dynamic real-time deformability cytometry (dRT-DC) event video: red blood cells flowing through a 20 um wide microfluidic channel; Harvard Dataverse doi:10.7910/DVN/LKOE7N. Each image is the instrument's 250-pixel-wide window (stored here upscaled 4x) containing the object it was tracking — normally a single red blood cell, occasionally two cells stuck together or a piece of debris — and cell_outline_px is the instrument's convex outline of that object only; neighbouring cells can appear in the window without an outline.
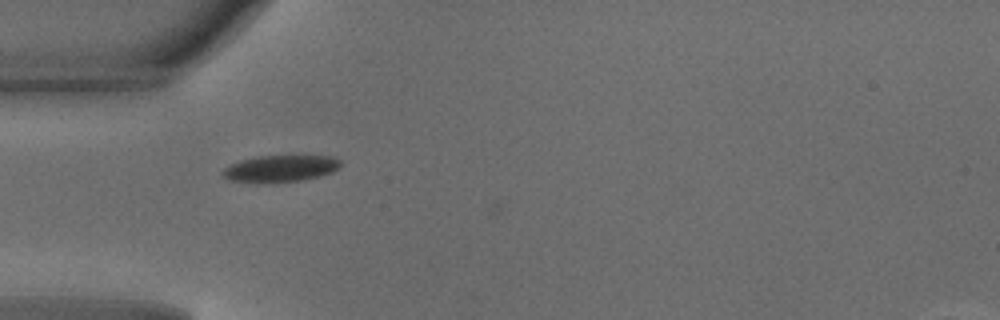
{"species": "common noctule bat (a hibernating species)", "species_latin": "Nyctalus noctula", "temperature_condition": "warm", "stored_images_in_passage": 23, "camera_frame_rate_fps": 3000, "um_per_image_px": 0.085, "animal": {"sex": "male", "body_mass_g": 18.8}, "frame": {"image": 1, "passage_image": 3, "time_ms": 0.667, "image_size_px": [1000, 320], "cell_outline_px": [[340, 168], [332, 172], [320, 176], [300, 180], [256, 184], [232, 180], [224, 176], [220, 172], [224, 168], [240, 160], [256, 156], [332, 156], [340, 160]], "centroid_in_image_um": [23.82, 14.33], "position_along_channel_um": 61.2, "area_um2": 18.44}}